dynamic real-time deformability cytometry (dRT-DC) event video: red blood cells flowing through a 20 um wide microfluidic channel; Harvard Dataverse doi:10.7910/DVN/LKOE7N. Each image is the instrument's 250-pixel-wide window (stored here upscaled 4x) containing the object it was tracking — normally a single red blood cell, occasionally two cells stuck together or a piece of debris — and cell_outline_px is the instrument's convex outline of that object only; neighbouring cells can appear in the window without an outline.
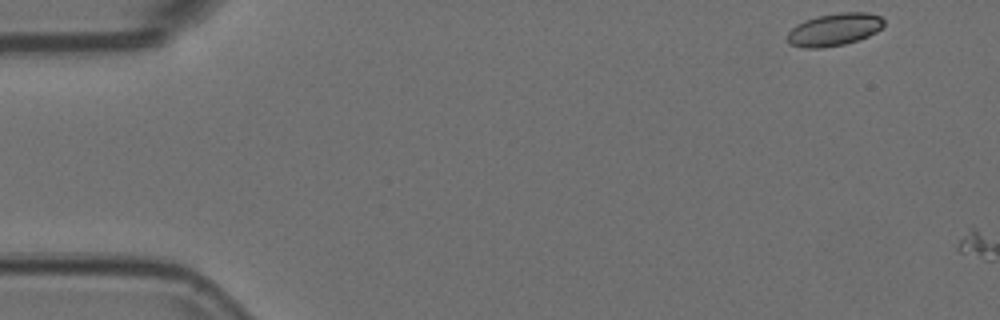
{"species": "Egyptian fruit bat (a non-hibernating species)", "species_latin": "Rousettus aegyptiacus", "temperature_condition": "room temperature", "stored_images_in_passage": 3, "camera_frame_rate_fps": 3000, "um_per_image_px": 0.085, "animal": {"sex": "female"}, "frame": {"image": 1, "passage_image": 1, "time_ms": 0.0, "image_size_px": [1000, 320], "cell_outline_px": [[884, 24], [876, 32], [868, 36], [844, 44], [824, 48], [804, 48], [788, 44], [788, 32], [796, 24], [804, 20], [816, 16], [840, 12], [868, 12], [880, 16], [884, 20]], "centroid_in_image_um": [70.89, 2.5], "position_along_channel_um": 14.1, "area_um2": 18.38}}